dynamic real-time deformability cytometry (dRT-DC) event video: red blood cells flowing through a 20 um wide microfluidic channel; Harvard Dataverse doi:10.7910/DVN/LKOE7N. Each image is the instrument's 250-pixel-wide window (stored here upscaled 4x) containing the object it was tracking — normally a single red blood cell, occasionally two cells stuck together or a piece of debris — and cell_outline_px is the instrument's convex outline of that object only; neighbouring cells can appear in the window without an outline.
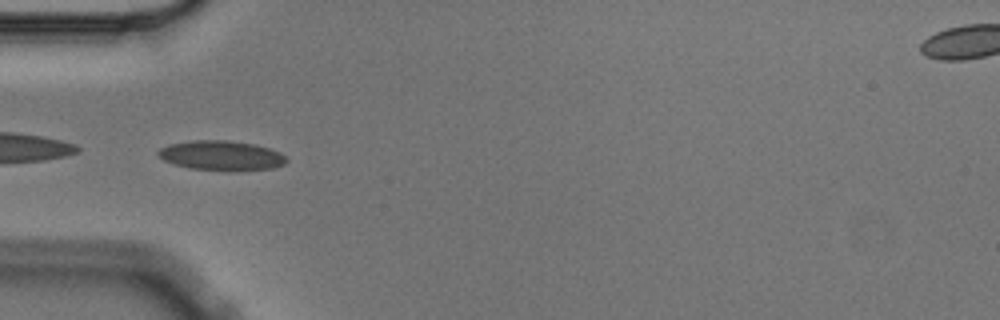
{"species": "Egyptian fruit bat (a non-hibernating species)", "species_latin": "Rousettus aegyptiacus", "temperature_condition": "cold", "stored_images_in_passage": 5, "camera_frame_rate_fps": 3000, "um_per_image_px": 0.085, "animal": {"sex": "male"}, "frame": {"image": 1, "passage_image": 4, "time_ms": 1.0, "image_size_px": [1000, 320], "cell_outline_px": [[288, 160], [284, 164], [272, 168], [232, 172], [228, 172], [192, 168], [176, 164], [164, 160], [156, 152], [160, 148], [168, 144], [196, 140], [224, 140], [252, 144], [268, 148], [280, 152]], "centroid_in_image_um": [18.83, 13.24], "position_along_channel_um": 66.2, "area_um2": 22.2}}
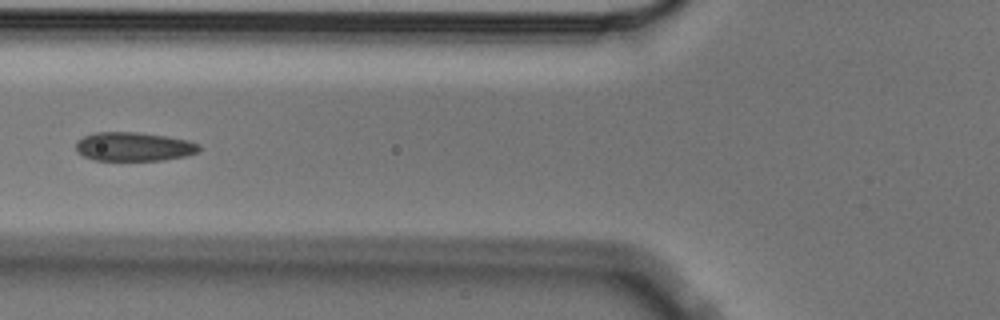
{"frame": {"image": 2, "passage_image": 5, "time_ms": 1.333, "image_size_px": [1000, 320], "cell_outline_px": [[200, 152], [184, 156], [164, 160], [92, 160], [76, 152], [76, 140], [84, 136], [96, 132], [136, 132], [164, 136], [188, 140], [200, 144]], "centroid_in_image_um": [11.36, 12.47], "position_along_channel_um": 114.4, "area_um2": 20.81}}